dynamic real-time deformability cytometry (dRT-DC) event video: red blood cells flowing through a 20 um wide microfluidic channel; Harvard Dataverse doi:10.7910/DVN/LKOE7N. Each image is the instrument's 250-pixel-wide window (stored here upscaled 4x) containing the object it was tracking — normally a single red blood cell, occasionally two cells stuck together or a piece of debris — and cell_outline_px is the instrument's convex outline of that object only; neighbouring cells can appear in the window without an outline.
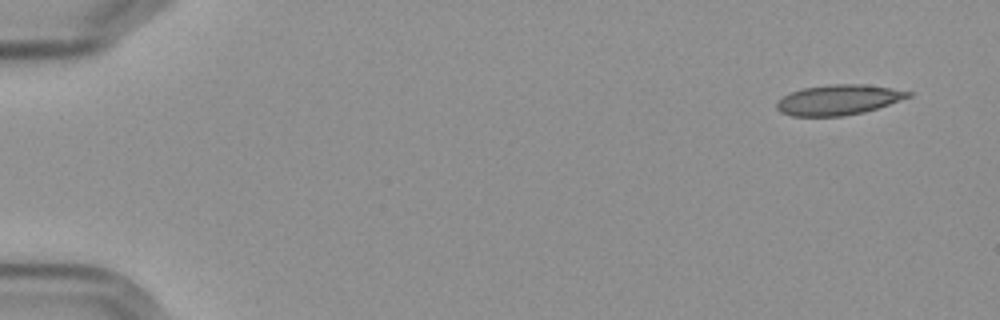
{"species": "Egyptian fruit bat (a non-hibernating species)", "species_latin": "Rousettus aegyptiacus", "temperature_condition": "cold", "stored_images_in_passage": 6, "camera_frame_rate_fps": 3000, "um_per_image_px": 0.085, "frame": {"image": 1, "passage_image": 1, "time_ms": 0.0, "image_size_px": [1000, 320], "cell_outline_px": [[912, 96], [864, 112], [840, 116], [792, 116], [780, 112], [776, 108], [776, 104], [784, 96], [792, 92], [804, 88], [828, 84], [860, 84], [892, 88], [912, 92]], "centroid_in_image_um": [71.26, 8.48], "position_along_channel_um": 13.7, "area_um2": 22.89}}